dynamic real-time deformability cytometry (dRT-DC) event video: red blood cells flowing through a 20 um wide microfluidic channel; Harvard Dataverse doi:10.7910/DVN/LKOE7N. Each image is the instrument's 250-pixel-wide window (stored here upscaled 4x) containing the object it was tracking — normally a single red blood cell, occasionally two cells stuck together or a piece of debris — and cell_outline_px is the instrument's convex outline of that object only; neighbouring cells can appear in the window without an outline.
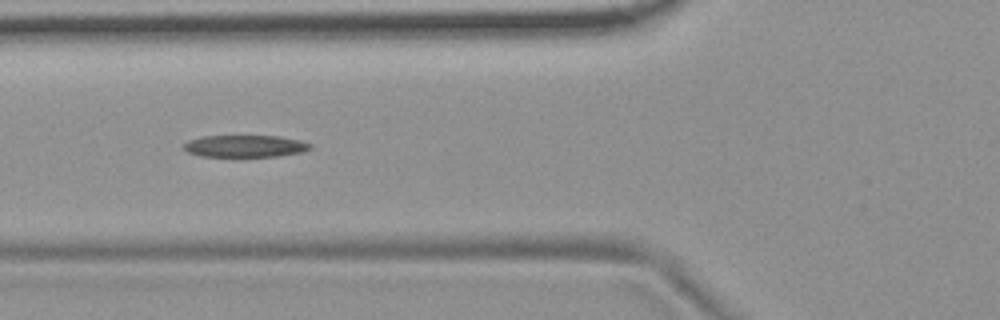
{"species": "common noctule bat (a hibernating species)", "species_latin": "Nyctalus noctula", "temperature_condition": "room temperature", "stored_images_in_passage": 5, "camera_frame_rate_fps": 3000, "um_per_image_px": 0.085, "animal": {"sex": "female", "body_mass_g": 19.9}, "frame": {"image": 1, "passage_image": 5, "time_ms": 1.333, "image_size_px": [1000, 320], "cell_outline_px": [[312, 148], [304, 152], [276, 156], [200, 156], [188, 152], [184, 148], [184, 144], [188, 140], [204, 136], [280, 136], [300, 140], [312, 144]], "centroid_in_image_um": [20.87, 12.41], "position_along_channel_um": 104.9, "area_um2": 16.18}}